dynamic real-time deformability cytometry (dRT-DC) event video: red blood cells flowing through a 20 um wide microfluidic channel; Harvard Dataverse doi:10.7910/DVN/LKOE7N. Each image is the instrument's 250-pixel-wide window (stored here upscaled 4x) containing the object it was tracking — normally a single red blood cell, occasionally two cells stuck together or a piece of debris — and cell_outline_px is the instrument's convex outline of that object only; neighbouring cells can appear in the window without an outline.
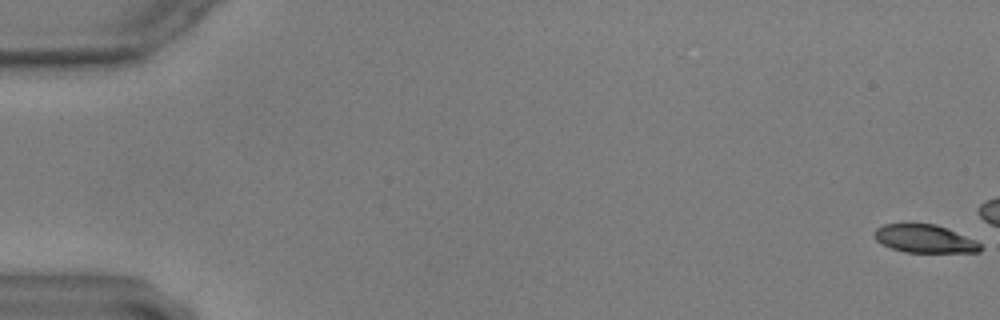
{"species": "common noctule bat (a hibernating species)", "species_latin": "Nyctalus noctula", "temperature_condition": "warm", "stored_images_in_passage": 18, "camera_frame_rate_fps": 3000, "um_per_image_px": 0.085, "animal": {"sex": "male", "body_mass_g": 17.9, "forearm_length_mm": 54.2}, "frame": {"image": 1, "passage_image": 1, "time_ms": 0.0, "image_size_px": [1000, 320], "cell_outline_px": [[980, 252], [904, 252], [880, 244], [876, 240], [876, 228], [884, 224], [936, 224], [948, 228], [976, 240], [980, 244]], "centroid_in_image_um": [78.61, 20.29], "position_along_channel_um": 6.4, "area_um2": 17.22}}